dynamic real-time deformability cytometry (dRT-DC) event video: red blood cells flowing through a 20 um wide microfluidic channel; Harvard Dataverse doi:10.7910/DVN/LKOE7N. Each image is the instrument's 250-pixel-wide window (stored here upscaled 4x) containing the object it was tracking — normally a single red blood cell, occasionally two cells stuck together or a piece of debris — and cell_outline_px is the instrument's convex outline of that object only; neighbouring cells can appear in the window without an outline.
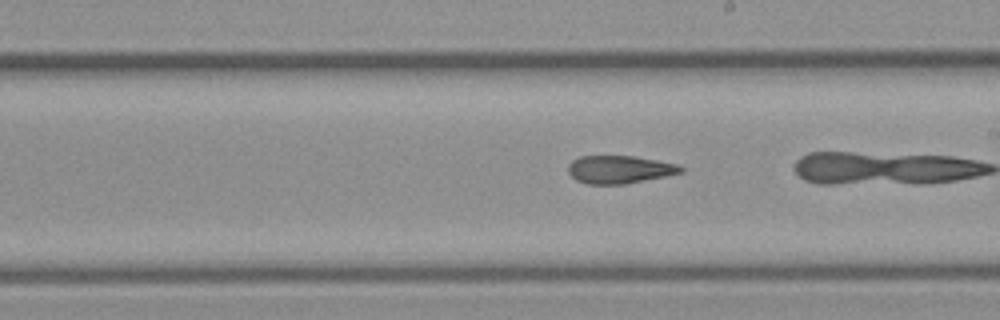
{"species": "common noctule bat (a hibernating species)", "species_latin": "Nyctalus noctula", "temperature_condition": "cold", "stored_images_in_passage": 35, "camera_frame_rate_fps": 3000, "um_per_image_px": 0.085, "animal": {"sex": "female", "body_mass_g": 21.9}, "frame": {"image": 1, "passage_image": 27, "time_ms": 8.667, "image_size_px": [1000, 320], "cell_outline_px": [[684, 172], [624, 184], [588, 184], [576, 180], [568, 172], [568, 164], [572, 160], [580, 156], [636, 156], [676, 164], [684, 168]], "centroid_in_image_um": [52.63, 14.4], "position_along_channel_um": 236.4, "area_um2": 18.21}}